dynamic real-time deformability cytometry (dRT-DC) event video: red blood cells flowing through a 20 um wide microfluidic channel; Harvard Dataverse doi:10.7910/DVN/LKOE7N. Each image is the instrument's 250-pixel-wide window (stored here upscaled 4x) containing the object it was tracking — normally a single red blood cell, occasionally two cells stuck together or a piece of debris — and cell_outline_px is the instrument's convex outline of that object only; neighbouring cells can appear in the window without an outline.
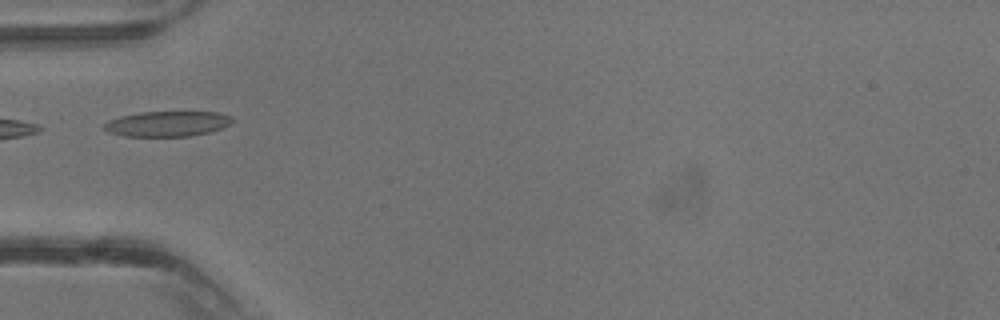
{"species": "common noctule bat (a hibernating species)", "species_latin": "Nyctalus noctula", "temperature_condition": "warm", "stored_images_in_passage": 12, "camera_frame_rate_fps": 3000, "um_per_image_px": 0.085, "animal": {"sex": "male", "body_mass_g": 13.3}, "frame": {"image": 1, "passage_image": 1, "time_ms": 0.0, "image_size_px": [1000, 320], "cell_outline_px": [[236, 120], [224, 128], [208, 132], [188, 136], [124, 136], [108, 132], [100, 128], [100, 124], [108, 120], [120, 116], [140, 112], [220, 112], [232, 116]], "centroid_in_image_um": [14.2, 10.51], "position_along_channel_um": 70.8, "area_um2": 19.25}}
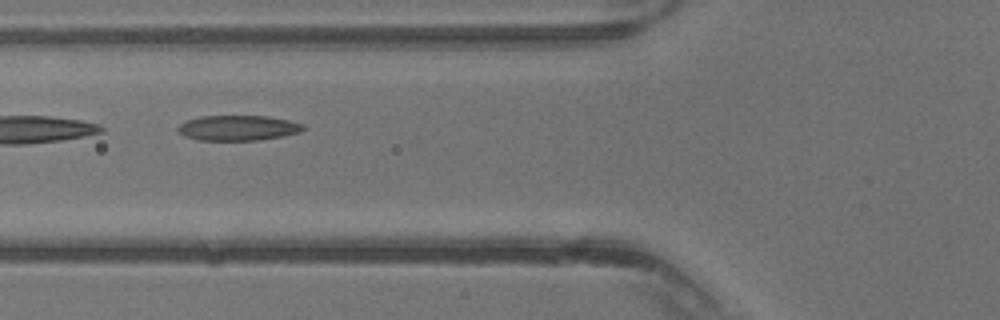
{"frame": {"image": 2, "passage_image": 3, "time_ms": 0.667, "image_size_px": [1000, 320], "cell_outline_px": [[304, 128], [300, 132], [260, 140], [196, 140], [184, 136], [176, 128], [180, 124], [188, 120], [200, 116], [268, 116], [288, 120], [304, 124]], "centroid_in_image_um": [20.21, 10.87], "position_along_channel_um": 105.6, "area_um2": 18.32}}
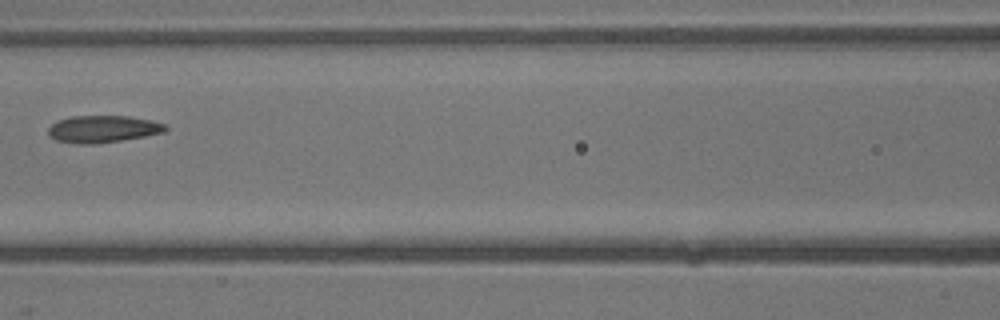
{"frame": {"image": 3, "passage_image": 6, "time_ms": 1.667, "image_size_px": [1000, 320], "cell_outline_px": [[168, 128], [164, 132], [144, 136], [96, 144], [80, 144], [56, 140], [48, 136], [48, 128], [52, 124], [60, 120], [72, 116], [128, 116], [152, 120], [164, 124]], "centroid_in_image_um": [8.73, 10.96], "position_along_channel_um": 157.9, "area_um2": 18.38}}